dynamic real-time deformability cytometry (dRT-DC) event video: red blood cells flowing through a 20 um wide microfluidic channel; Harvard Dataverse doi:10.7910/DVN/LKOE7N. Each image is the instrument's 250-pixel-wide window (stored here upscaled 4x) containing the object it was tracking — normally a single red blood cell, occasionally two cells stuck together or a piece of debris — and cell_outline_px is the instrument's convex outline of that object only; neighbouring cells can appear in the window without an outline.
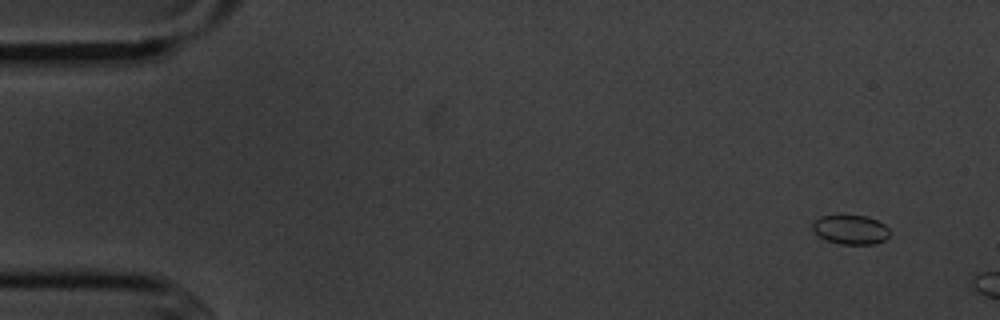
{"species": "common noctule bat (a hibernating species)", "species_latin": "Nyctalus noctula", "temperature_condition": "cold", "stored_images_in_passage": 4, "camera_frame_rate_fps": 3000, "um_per_image_px": 0.085, "animal": {"sex": "male", "body_mass_g": 20.1, "forearm_length_mm": 53.5}, "frame": {"image": 1, "passage_image": 1, "time_ms": 0.0, "image_size_px": [1000, 320], "cell_outline_px": [[888, 236], [884, 240], [876, 244], [840, 244], [828, 240], [820, 236], [812, 228], [812, 224], [820, 216], [864, 216], [876, 220], [884, 224], [888, 228]], "centroid_in_image_um": [72.31, 19.53], "position_along_channel_um": 12.7, "area_um2": 12.83}}